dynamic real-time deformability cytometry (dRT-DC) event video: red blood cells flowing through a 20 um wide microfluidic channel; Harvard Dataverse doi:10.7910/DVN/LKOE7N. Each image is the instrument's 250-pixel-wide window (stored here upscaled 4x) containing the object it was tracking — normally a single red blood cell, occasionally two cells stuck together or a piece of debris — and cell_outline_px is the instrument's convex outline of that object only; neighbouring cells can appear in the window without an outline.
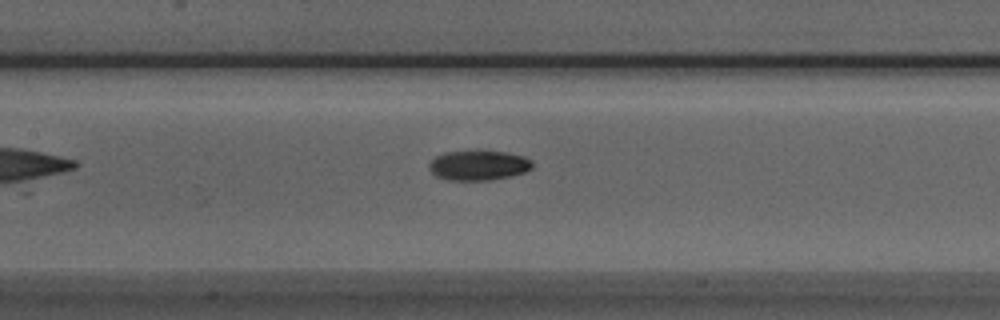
{"species": "Egyptian fruit bat (a non-hibernating species)", "species_latin": "Rousettus aegyptiacus", "temperature_condition": "room temperature", "stored_images_in_passage": 35, "camera_frame_rate_fps": 3000, "um_per_image_px": 0.085, "animal": {"sex": "male"}, "frame": {"image": 1, "passage_image": 8, "time_ms": 2.333, "image_size_px": [1000, 320], "cell_outline_px": [[532, 168], [524, 172], [508, 176], [488, 180], [448, 180], [436, 176], [428, 168], [428, 164], [436, 156], [444, 152], [508, 152], [524, 156], [532, 160]], "centroid_in_image_um": [40.66, 14.06], "position_along_channel_um": 166.7, "area_um2": 17.69}}
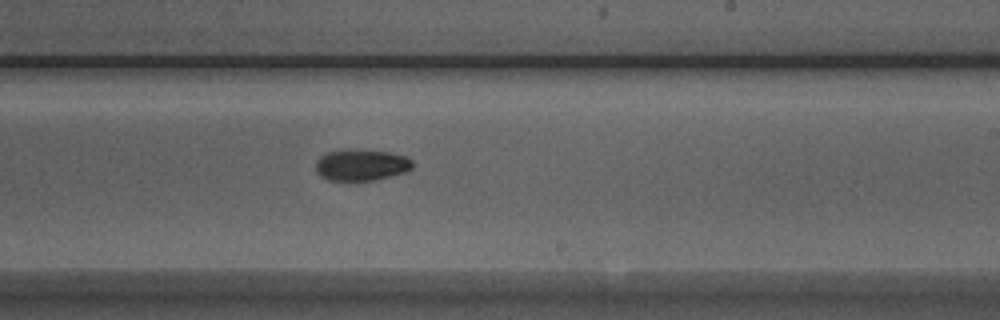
{"frame": {"image": 2, "passage_image": 15, "time_ms": 4.667, "image_size_px": [1000, 320], "cell_outline_px": [[412, 168], [404, 172], [372, 180], [328, 180], [320, 176], [316, 172], [316, 160], [320, 156], [328, 152], [340, 148], [356, 148], [388, 152], [404, 156], [412, 160]], "centroid_in_image_um": [30.65, 13.99], "position_along_channel_um": 258.4, "area_um2": 17.86}}
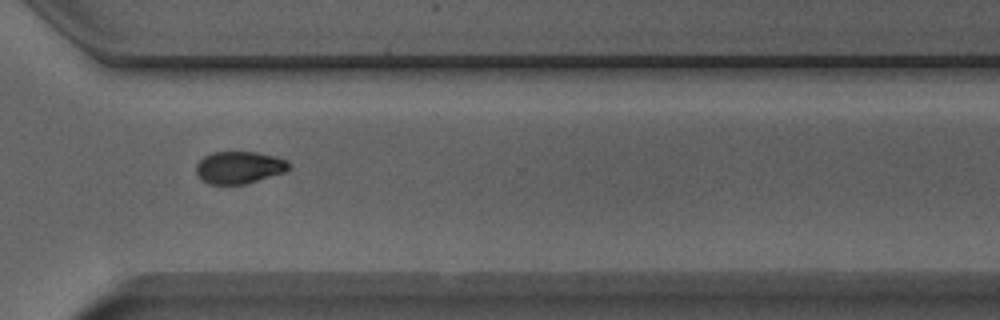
{"frame": {"image": 3, "passage_image": 22, "time_ms": 7.0, "image_size_px": [1000, 320], "cell_outline_px": [[292, 164], [284, 172], [244, 184], [208, 184], [196, 172], [196, 164], [204, 156], [212, 152], [256, 152], [288, 160]], "centroid_in_image_um": [20.33, 14.22], "position_along_channel_um": 350.3, "area_um2": 17.22}}